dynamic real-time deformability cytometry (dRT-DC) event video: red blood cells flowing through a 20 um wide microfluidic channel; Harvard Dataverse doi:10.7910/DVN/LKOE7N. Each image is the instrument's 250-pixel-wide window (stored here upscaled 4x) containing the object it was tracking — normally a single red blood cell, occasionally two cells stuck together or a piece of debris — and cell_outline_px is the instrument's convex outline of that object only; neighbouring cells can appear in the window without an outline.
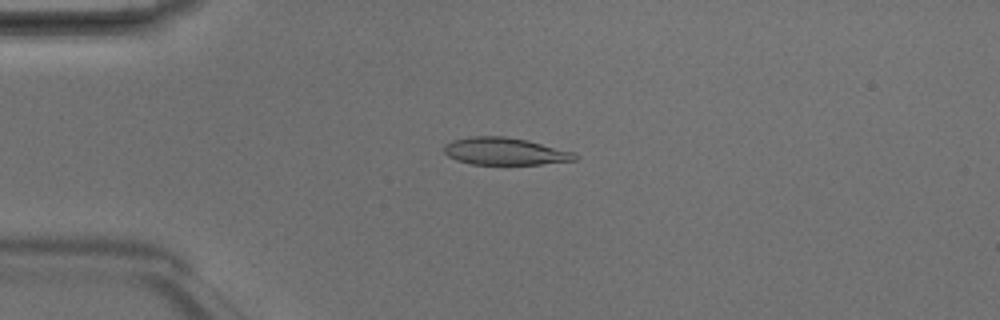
{"species": "Egyptian fruit bat (a non-hibernating species)", "species_latin": "Rousettus aegyptiacus", "temperature_condition": "room temperature", "stored_images_in_passage": 6, "camera_frame_rate_fps": 3000, "um_per_image_px": 0.085, "animal": {"sex": "male"}, "frame": {"image": 1, "passage_image": 4, "time_ms": 1.0, "image_size_px": [1000, 320], "cell_outline_px": [[580, 156], [576, 160], [540, 164], [472, 164], [456, 160], [448, 156], [444, 152], [444, 144], [452, 140], [472, 136], [504, 136], [528, 140], [572, 152]], "centroid_in_image_um": [42.89, 12.86], "position_along_channel_um": 42.1, "area_um2": 20.75}}
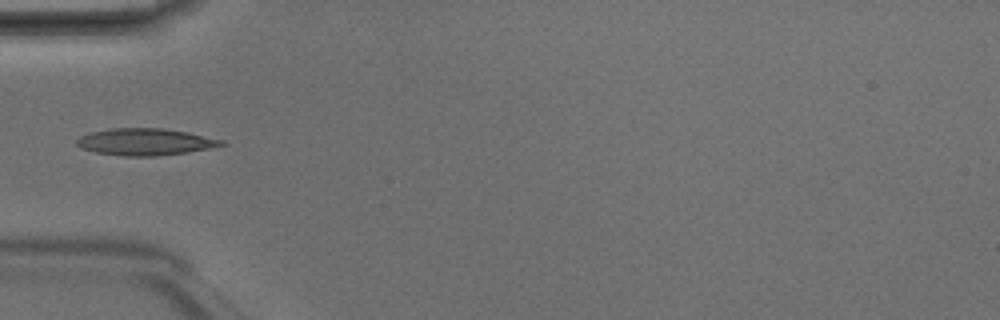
{"frame": {"image": 2, "passage_image": 5, "time_ms": 1.333, "image_size_px": [1000, 320], "cell_outline_px": [[228, 144], [208, 148], [184, 152], [156, 156], [124, 156], [96, 152], [80, 148], [76, 144], [76, 140], [80, 136], [92, 132], [112, 128], [164, 128], [188, 132], [224, 140]], "centroid_in_image_um": [12.34, 12.05], "position_along_channel_um": 72.7, "area_um2": 22.54}}